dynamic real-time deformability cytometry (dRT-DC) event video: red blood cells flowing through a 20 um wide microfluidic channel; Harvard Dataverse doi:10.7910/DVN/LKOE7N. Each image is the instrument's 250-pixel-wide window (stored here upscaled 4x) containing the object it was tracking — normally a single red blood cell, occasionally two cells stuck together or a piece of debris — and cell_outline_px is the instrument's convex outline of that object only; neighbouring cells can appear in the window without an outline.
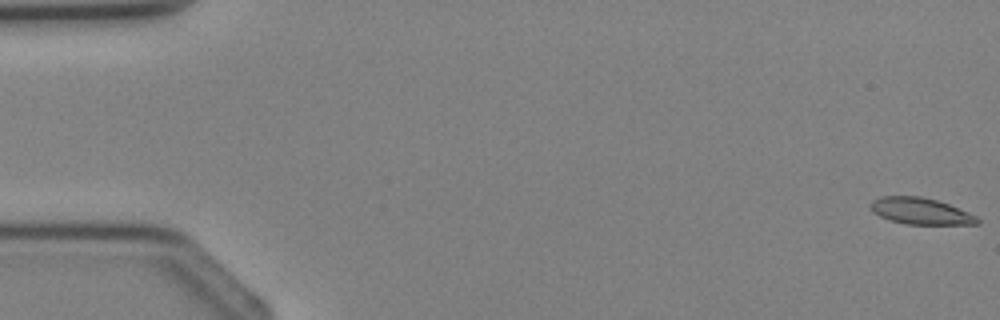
{"species": "Egyptian fruit bat (a non-hibernating species)", "species_latin": "Rousettus aegyptiacus", "temperature_condition": "cold", "stored_images_in_passage": 3, "camera_frame_rate_fps": 3000, "um_per_image_px": 0.085, "animal": {"sex": "female"}, "frame": {"image": 1, "passage_image": 3, "time_ms": 2.333, "image_size_px": [1000, 320], "cell_outline_px": [[980, 224], [904, 224], [880, 216], [872, 212], [872, 200], [880, 196], [920, 196], [936, 200], [948, 204], [968, 212], [976, 216], [980, 220]], "centroid_in_image_um": [78.26, 17.94], "position_along_channel_um": 6.7, "area_um2": 16.3}}